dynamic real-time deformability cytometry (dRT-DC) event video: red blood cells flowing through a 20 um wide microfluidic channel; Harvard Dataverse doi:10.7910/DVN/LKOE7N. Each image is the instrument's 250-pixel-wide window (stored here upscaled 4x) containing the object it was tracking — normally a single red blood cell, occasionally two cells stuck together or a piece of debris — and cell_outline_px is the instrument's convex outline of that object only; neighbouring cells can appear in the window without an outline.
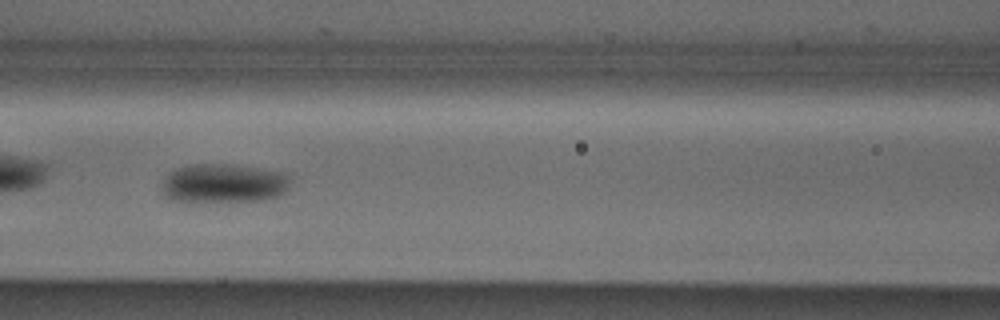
{"species": "Egyptian fruit bat (a non-hibernating species)", "species_latin": "Rousettus aegyptiacus", "temperature_condition": "cold", "stored_images_in_passage": 50, "camera_frame_rate_fps": 3000, "um_per_image_px": 0.085, "animal": {"sex": "male"}, "frame": {"image": 1, "passage_image": 22, "time_ms": 7.0, "image_size_px": [1000, 320], "cell_outline_px": [[288, 188], [280, 196], [264, 200], [176, 200], [160, 192], [164, 180], [168, 172], [176, 168], [192, 164], [228, 164], [284, 172], [288, 176]], "centroid_in_image_um": [19.01, 15.56], "position_along_channel_um": 147.6, "area_um2": 28.67}, "authors_computed_cell_mechanics": {"area_um2": 27.1082, "velocity_mm_per_s": 3.8489, "shape_relaxation_time_tau1_ms": 2.9047, "shape_relaxation_time_tau2_ms": null, "deformation_change_tau1": 0.1005, "deformation_change_tau2": null}}